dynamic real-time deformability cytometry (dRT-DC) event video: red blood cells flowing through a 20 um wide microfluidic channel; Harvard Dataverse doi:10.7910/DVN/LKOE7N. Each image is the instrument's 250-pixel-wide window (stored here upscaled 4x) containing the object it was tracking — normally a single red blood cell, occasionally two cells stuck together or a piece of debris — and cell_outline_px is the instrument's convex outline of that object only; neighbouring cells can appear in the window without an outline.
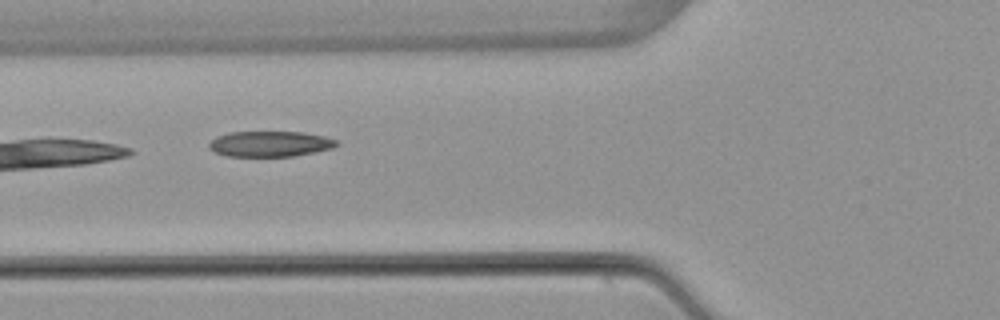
{"species": "common noctule bat (a hibernating species)", "species_latin": "Nyctalus noctula", "temperature_condition": "warm", "stored_images_in_passage": 7, "camera_frame_rate_fps": 3000, "um_per_image_px": 0.085, "animal": {"sex": "female", "body_mass_g": 22.7, "forearm_length_mm": 54.2}, "frame": {"image": 1, "passage_image": 5, "time_ms": 5.0, "image_size_px": [1000, 320], "cell_outline_px": [[340, 144], [332, 148], [292, 156], [228, 156], [216, 152], [208, 148], [208, 144], [216, 136], [228, 132], [304, 132], [324, 136], [336, 140]], "centroid_in_image_um": [22.94, 12.22], "position_along_channel_um": 102.9, "area_um2": 18.9}}
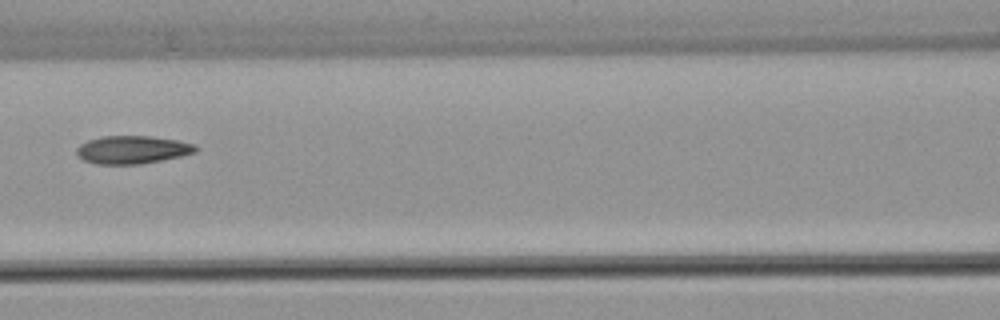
{"frame": {"image": 2, "passage_image": 6, "time_ms": 6.333, "image_size_px": [1000, 320], "cell_outline_px": [[200, 148], [196, 152], [180, 156], [140, 164], [96, 164], [84, 160], [76, 156], [76, 148], [80, 144], [88, 140], [104, 136], [152, 136], [176, 140], [196, 144]], "centroid_in_image_um": [11.25, 12.72], "position_along_channel_um": 155.4, "area_um2": 19.48}}
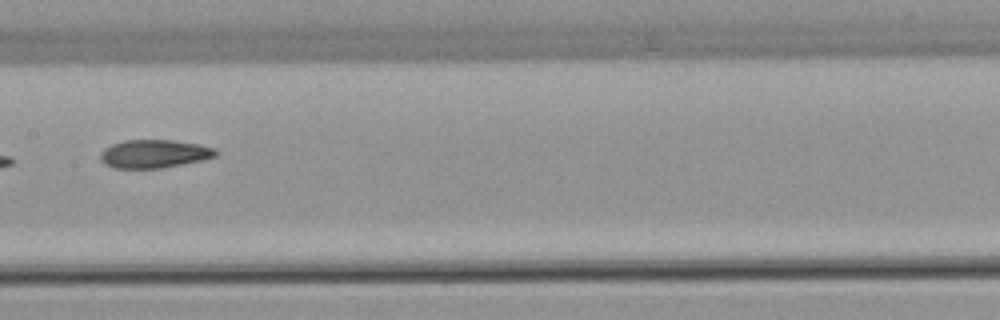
{"frame": {"image": 3, "passage_image": 7, "time_ms": 7.333, "image_size_px": [1000, 320], "cell_outline_px": [[220, 152], [216, 156], [200, 160], [160, 168], [112, 168], [104, 164], [100, 160], [100, 152], [104, 148], [112, 144], [124, 140], [172, 140], [200, 144], [216, 148]], "centroid_in_image_um": [13.09, 13.06], "position_along_channel_um": 194.3, "area_um2": 19.07}}